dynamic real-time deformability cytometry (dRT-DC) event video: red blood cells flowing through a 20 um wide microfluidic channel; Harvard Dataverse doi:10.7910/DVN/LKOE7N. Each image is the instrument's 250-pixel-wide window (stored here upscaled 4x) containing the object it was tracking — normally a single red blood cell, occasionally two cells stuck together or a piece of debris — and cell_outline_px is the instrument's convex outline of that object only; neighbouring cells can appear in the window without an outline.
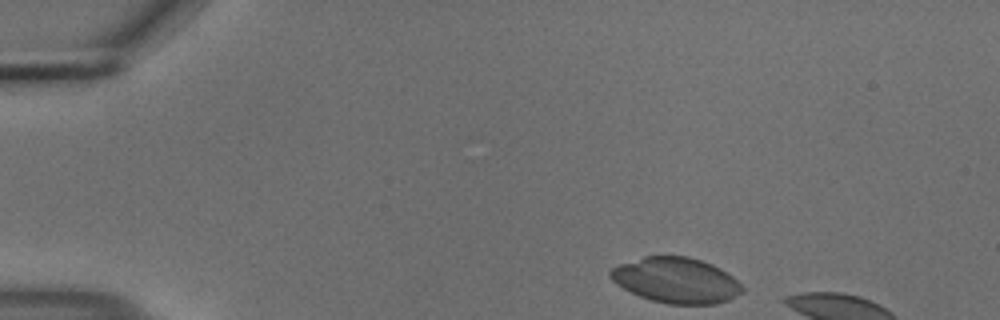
{"species": "common noctule bat (a hibernating species)", "species_latin": "Nyctalus noctula", "temperature_condition": "cold", "stored_images_in_passage": 6, "camera_frame_rate_fps": 3000, "um_per_image_px": 0.085, "animal": {"sex": "male", "body_mass_g": 18.8}, "frame": {"image": 1, "passage_image": 1, "time_ms": 0.0, "image_size_px": [1000, 320], "cell_outline_px": [[744, 292], [728, 300], [716, 304], [668, 304], [652, 300], [640, 296], [616, 284], [608, 276], [608, 272], [612, 268], [620, 264], [644, 256], [688, 256], [712, 264], [720, 268], [732, 276], [744, 288]], "centroid_in_image_um": [57.48, 23.82], "position_along_channel_um": 27.5, "area_um2": 34.91}}